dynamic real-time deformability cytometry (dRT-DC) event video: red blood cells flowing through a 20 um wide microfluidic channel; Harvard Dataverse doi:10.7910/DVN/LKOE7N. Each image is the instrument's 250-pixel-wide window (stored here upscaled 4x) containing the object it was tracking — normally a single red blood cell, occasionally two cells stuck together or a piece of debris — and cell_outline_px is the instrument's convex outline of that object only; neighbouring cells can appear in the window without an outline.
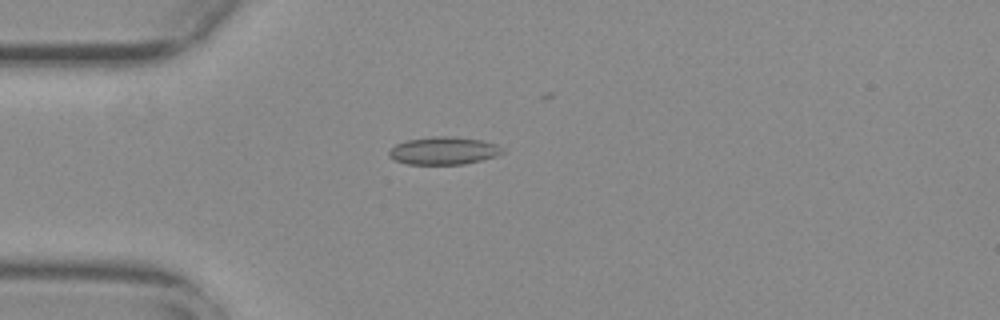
{"species": "common noctule bat (a hibernating species)", "species_latin": "Nyctalus noctula", "temperature_condition": "warm", "stored_images_in_passage": 37, "camera_frame_rate_fps": 3000, "um_per_image_px": 0.085, "animal": {"sex": "female", "body_mass_g": 29.2, "forearm_length_mm": 56.3}, "frame": {"image": 1, "passage_image": 15, "time_ms": 4.667, "image_size_px": [1000, 320], "cell_outline_px": [[504, 152], [496, 156], [464, 164], [408, 164], [396, 160], [388, 156], [388, 152], [396, 144], [408, 140], [432, 136], [452, 136], [484, 140], [496, 144], [504, 148]], "centroid_in_image_um": [37.74, 12.8], "position_along_channel_um": 47.3, "area_um2": 18.32}}
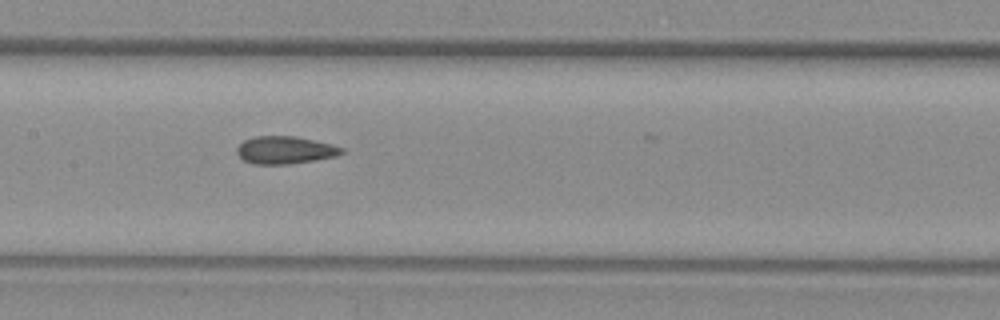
{"frame": {"image": 2, "passage_image": 27, "time_ms": 8.667, "image_size_px": [1000, 320], "cell_outline_px": [[344, 152], [336, 156], [316, 160], [288, 164], [252, 164], [244, 160], [236, 152], [236, 148], [244, 140], [256, 136], [296, 136], [332, 144], [344, 148]], "centroid_in_image_um": [24.24, 12.75], "position_along_channel_um": 183.2, "area_um2": 16.88}}
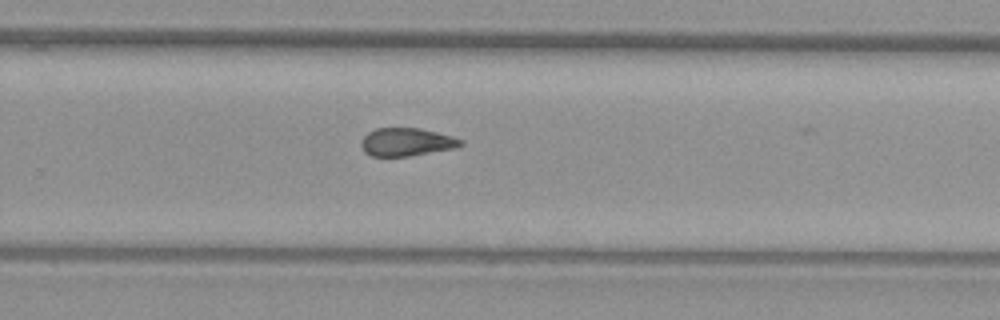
{"frame": {"image": 3, "passage_image": 36, "time_ms": 11.667, "image_size_px": [1000, 320], "cell_outline_px": [[464, 144], [452, 148], [408, 156], [372, 156], [364, 152], [360, 144], [360, 140], [368, 132], [376, 128], [420, 128], [452, 136], [464, 140]], "centroid_in_image_um": [34.52, 12.06], "position_along_channel_um": 295.3, "area_um2": 16.18}}